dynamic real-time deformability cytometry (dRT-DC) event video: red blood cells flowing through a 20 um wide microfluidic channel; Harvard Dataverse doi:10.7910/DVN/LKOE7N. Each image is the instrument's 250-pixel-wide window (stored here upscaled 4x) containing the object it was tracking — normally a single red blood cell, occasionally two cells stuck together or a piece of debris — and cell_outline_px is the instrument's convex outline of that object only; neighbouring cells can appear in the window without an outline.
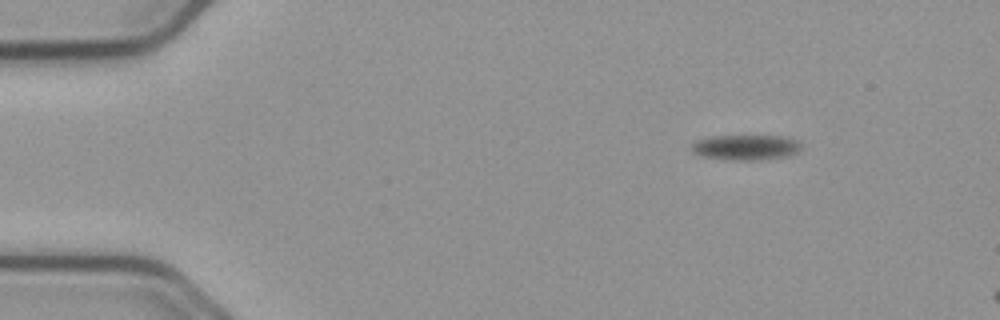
{"species": "common noctule bat (a hibernating species)", "species_latin": "Nyctalus noctula", "temperature_condition": "cold", "stored_images_in_passage": 7, "camera_frame_rate_fps": 3000, "um_per_image_px": 0.085, "animal": {"sex": "male", "body_mass_g": 23.1, "forearm_length_mm": 52.7}, "frame": {"image": 1, "passage_image": 1, "time_ms": 0.0, "image_size_px": [1000, 320], "cell_outline_px": [[800, 148], [796, 152], [788, 156], [760, 160], [728, 160], [700, 156], [692, 152], [688, 148], [696, 140], [712, 136], [784, 136], [800, 140]], "centroid_in_image_um": [63.36, 12.53], "position_along_channel_um": 21.6, "area_um2": 16.42}}